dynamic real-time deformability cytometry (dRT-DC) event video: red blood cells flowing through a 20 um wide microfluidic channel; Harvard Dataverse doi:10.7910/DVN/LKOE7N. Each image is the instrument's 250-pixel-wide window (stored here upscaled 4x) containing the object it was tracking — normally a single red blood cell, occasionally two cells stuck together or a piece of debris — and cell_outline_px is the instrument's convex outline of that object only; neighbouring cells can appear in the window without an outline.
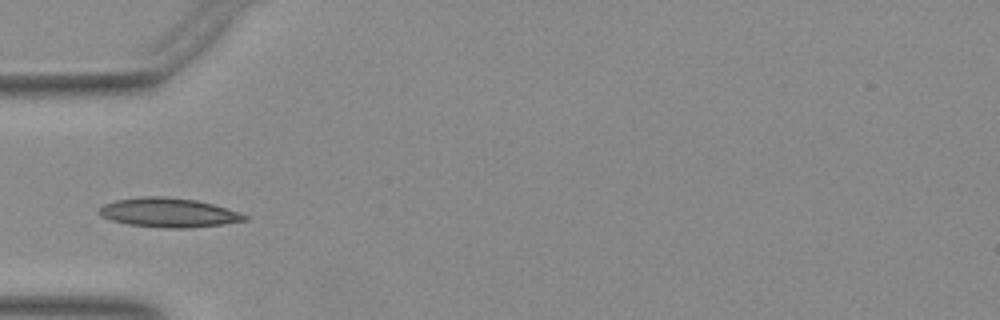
{"species": "Egyptian fruit bat (a non-hibernating species)", "species_latin": "Rousettus aegyptiacus", "temperature_condition": "warm", "stored_images_in_passage": 22, "camera_frame_rate_fps": 3000, "um_per_image_px": 0.085, "animal": {"sex": "female"}, "frame": {"image": 1, "passage_image": 1, "time_ms": 0.0, "image_size_px": [1000, 320], "cell_outline_px": [[248, 220], [220, 224], [188, 228], [164, 228], [128, 224], [112, 220], [100, 216], [96, 212], [96, 208], [104, 204], [116, 200], [144, 196], [164, 196], [196, 200], [212, 204], [240, 212], [248, 216]], "centroid_in_image_um": [14.28, 18.07], "position_along_channel_um": 70.7, "area_um2": 24.85}}